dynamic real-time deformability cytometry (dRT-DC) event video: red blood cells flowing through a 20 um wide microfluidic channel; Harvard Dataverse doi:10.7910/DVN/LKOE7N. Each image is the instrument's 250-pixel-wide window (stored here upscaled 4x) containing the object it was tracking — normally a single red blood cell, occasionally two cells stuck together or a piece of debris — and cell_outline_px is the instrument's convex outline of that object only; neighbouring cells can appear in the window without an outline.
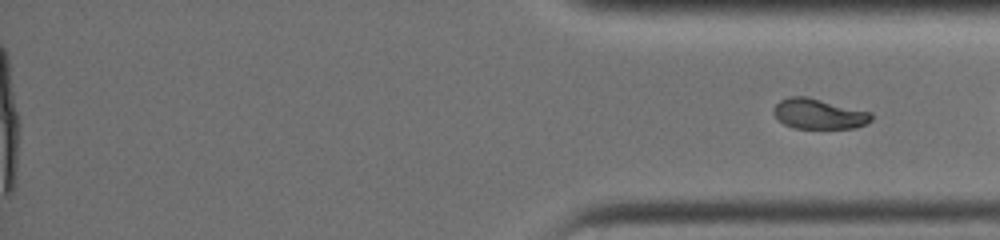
{"species": "common noctule bat (a hibernating species)", "species_latin": "Nyctalus noctula", "temperature_condition": "warm", "stored_images_in_passage": 44, "segment_of_instrument_passage": [2, 2], "camera_frame_rate_fps": 3000, "um_per_image_px": 0.085, "animal": {"sex": "female", "body_mass_g": 19.0, "forearm_length_mm": 51.5}, "frame": {"image": 1, "passage_image": 44, "time_ms": 14.333, "image_size_px": [1000, 240], "cell_outline_px": [[872, 120], [856, 128], [792, 128], [784, 124], [772, 112], [772, 108], [780, 100], [788, 96], [808, 96], [872, 112]], "centroid_in_image_um": [69.59, 9.66], "position_along_channel_um": 365.6, "area_um2": 17.4}}